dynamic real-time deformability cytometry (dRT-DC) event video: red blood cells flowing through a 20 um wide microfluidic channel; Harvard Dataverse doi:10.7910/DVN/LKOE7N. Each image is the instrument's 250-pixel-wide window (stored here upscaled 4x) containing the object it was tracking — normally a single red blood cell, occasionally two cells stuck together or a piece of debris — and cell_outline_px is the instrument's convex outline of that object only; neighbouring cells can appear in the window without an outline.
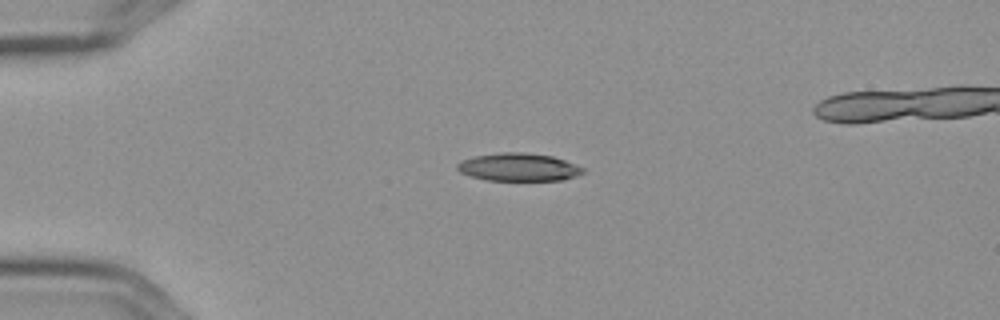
{"species": "Egyptian fruit bat (a non-hibernating species)", "species_latin": "Rousettus aegyptiacus", "temperature_condition": "cold", "stored_images_in_passage": 4, "camera_frame_rate_fps": 3000, "um_per_image_px": 0.085, "frame": {"image": 1, "passage_image": 1, "time_ms": 0.0, "image_size_px": [1000, 320], "cell_outline_px": [[584, 172], [576, 176], [564, 180], [488, 180], [468, 176], [460, 172], [456, 168], [456, 164], [460, 160], [472, 156], [500, 152], [524, 152], [552, 156], [576, 164], [584, 168]], "centroid_in_image_um": [44.04, 14.2], "position_along_channel_um": 41.0, "area_um2": 20.63}}
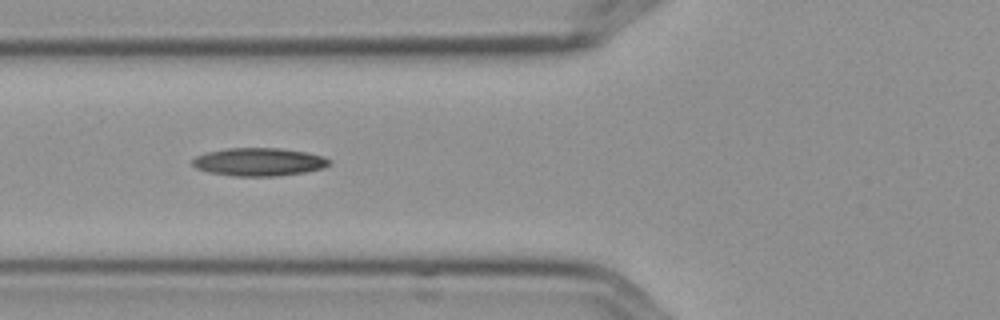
{"frame": {"image": 2, "passage_image": 3, "time_ms": 0.667, "image_size_px": [1000, 320], "cell_outline_px": [[332, 164], [324, 168], [304, 172], [276, 176], [236, 176], [208, 172], [196, 168], [192, 164], [192, 160], [196, 156], [208, 152], [228, 148], [280, 148], [308, 152], [324, 156], [332, 160]], "centroid_in_image_um": [22.06, 13.76], "position_along_channel_um": 103.7, "area_um2": 22.48}}
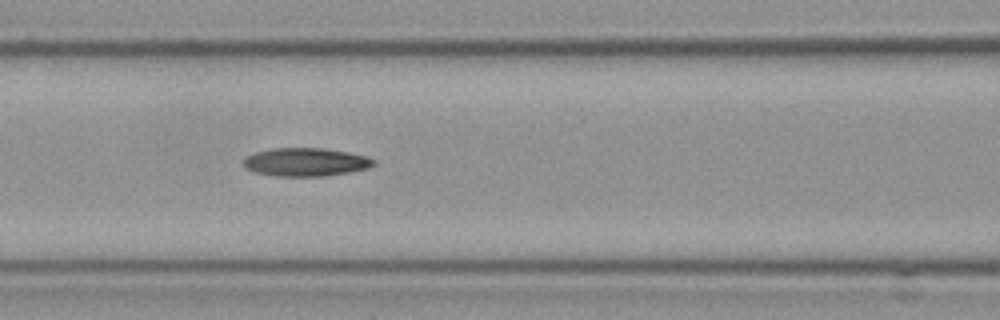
{"frame": {"image": 3, "passage_image": 4, "time_ms": 1.0, "image_size_px": [1000, 320], "cell_outline_px": [[376, 164], [368, 168], [348, 172], [324, 176], [276, 176], [256, 172], [244, 168], [244, 156], [256, 152], [272, 148], [324, 148], [348, 152], [364, 156], [376, 160]], "centroid_in_image_um": [25.97, 13.77], "position_along_channel_um": 140.6, "area_um2": 21.44}}